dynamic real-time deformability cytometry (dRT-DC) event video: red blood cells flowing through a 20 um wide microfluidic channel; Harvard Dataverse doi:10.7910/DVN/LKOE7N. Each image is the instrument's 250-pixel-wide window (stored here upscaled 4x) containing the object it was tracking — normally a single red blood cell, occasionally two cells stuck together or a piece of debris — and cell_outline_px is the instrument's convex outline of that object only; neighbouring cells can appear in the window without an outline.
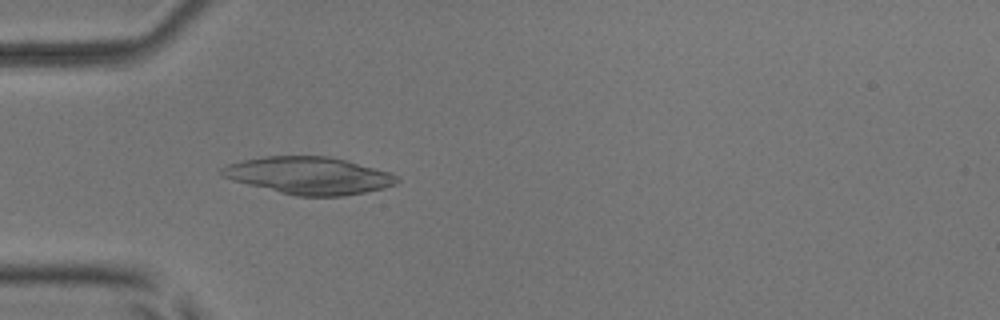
{"species": "common noctule bat (a hibernating species)", "species_latin": "Nyctalus noctula", "temperature_condition": "room temperature", "stored_images_in_passage": 38, "camera_frame_rate_fps": 3000, "um_per_image_px": 0.085, "animal": {"sex": "male", "body_mass_g": 17.9, "forearm_length_mm": 54.2}, "frame": {"image": 1, "passage_image": 2, "time_ms": 0.333, "image_size_px": [1000, 320], "cell_outline_px": [[400, 180], [396, 184], [384, 188], [344, 196], [296, 196], [232, 180], [220, 176], [220, 168], [228, 164], [244, 160], [264, 156], [328, 156], [392, 172], [400, 176]], "centroid_in_image_um": [26.28, 14.92], "position_along_channel_um": 58.7, "area_um2": 38.03}}
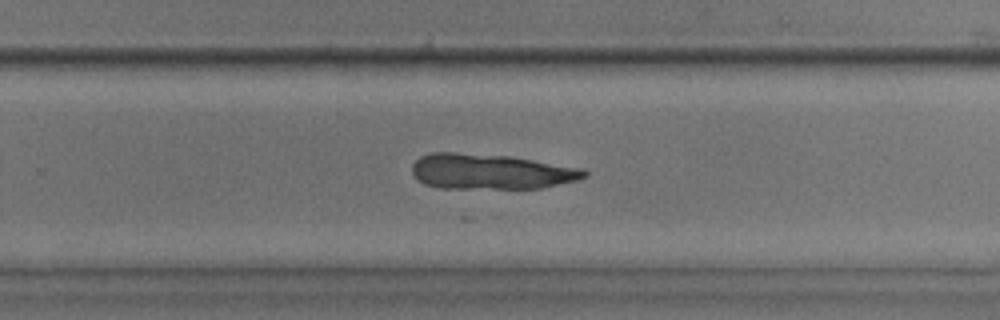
{"frame": {"image": 2, "passage_image": 20, "time_ms": 6.333, "image_size_px": [1000, 320], "cell_outline_px": [[588, 176], [576, 180], [540, 188], [440, 188], [424, 184], [412, 172], [412, 164], [420, 156], [432, 152], [456, 152], [512, 156], [584, 168], [588, 172]], "centroid_in_image_um": [41.73, 14.57], "position_along_channel_um": 288.1, "area_um2": 35.6}}
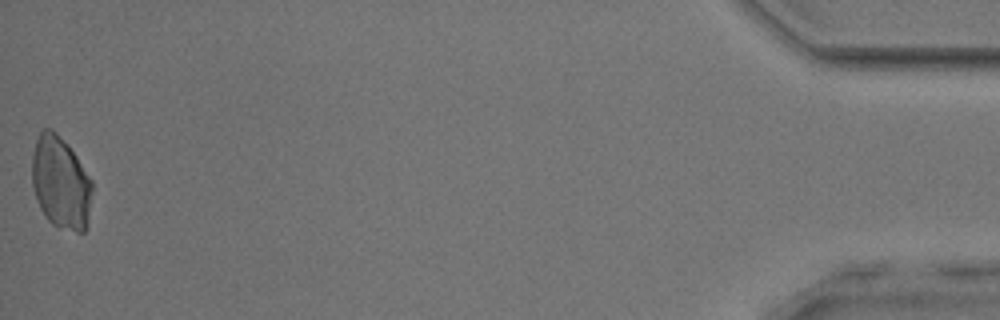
{"frame": {"image": 3, "passage_image": 38, "time_ms": 12.333, "image_size_px": [1000, 320], "cell_outline_px": [[92, 188], [88, 224], [84, 232], [76, 232], [60, 228], [52, 224], [44, 216], [36, 200], [32, 184], [32, 152], [36, 140], [40, 132], [44, 128], [52, 128], [56, 132], [76, 156], [92, 180]], "centroid_in_image_um": [5.15, 15.55], "position_along_channel_um": 430.1, "area_um2": 32.6}}